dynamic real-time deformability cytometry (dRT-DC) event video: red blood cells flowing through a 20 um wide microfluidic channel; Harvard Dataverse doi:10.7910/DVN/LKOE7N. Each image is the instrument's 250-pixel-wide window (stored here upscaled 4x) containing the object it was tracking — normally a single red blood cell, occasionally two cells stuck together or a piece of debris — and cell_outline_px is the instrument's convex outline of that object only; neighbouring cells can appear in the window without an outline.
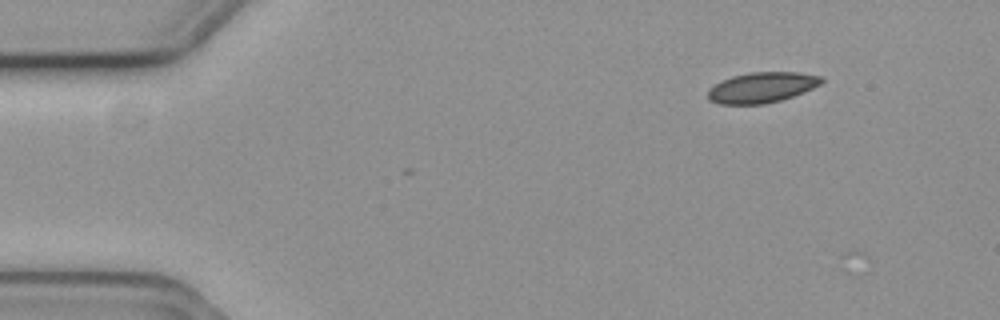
{"species": "common noctule bat (a hibernating species)", "species_latin": "Nyctalus noctula", "temperature_condition": "cold", "stored_images_in_passage": 5, "camera_frame_rate_fps": 3000, "um_per_image_px": 0.085, "animal": {"sex": "female", "body_mass_g": 19.3, "forearm_length_mm": 54.1}, "frame": {"image": 1, "passage_image": 2, "time_ms": 0.333, "image_size_px": [1000, 320], "cell_outline_px": [[824, 80], [820, 84], [804, 92], [780, 100], [764, 104], [720, 104], [708, 100], [708, 88], [720, 80], [732, 76], [748, 72], [800, 72], [824, 76]], "centroid_in_image_um": [64.74, 7.42], "position_along_channel_um": 20.3, "area_um2": 20.4}}